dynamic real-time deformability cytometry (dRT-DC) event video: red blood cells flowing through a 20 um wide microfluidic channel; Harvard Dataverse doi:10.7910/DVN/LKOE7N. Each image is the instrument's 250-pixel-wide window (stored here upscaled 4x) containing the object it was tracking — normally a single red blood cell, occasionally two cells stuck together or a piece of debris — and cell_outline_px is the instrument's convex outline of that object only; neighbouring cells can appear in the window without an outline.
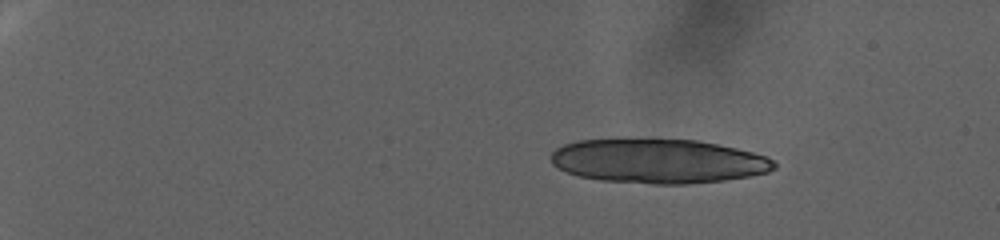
{"species": "human", "species_latin": "Homo sapiens", "temperature_condition": "warm", "stored_images_in_passage": 24, "camera_frame_rate_fps": 3000, "um_per_image_px": 0.085, "donor": {"sex": "female"}, "frame": {"image": 1, "passage_image": 1, "time_ms": 0.0, "image_size_px": [1000, 240], "cell_outline_px": [[776, 168], [768, 172], [748, 176], [724, 180], [688, 184], [652, 184], [600, 180], [580, 176], [556, 168], [552, 164], [552, 152], [556, 148], [564, 144], [580, 140], [656, 136], [696, 140], [736, 148], [752, 152], [764, 156], [772, 160], [776, 164]], "centroid_in_image_um": [55.92, 13.65], "position_along_channel_um": 29.1, "area_um2": 58.78}}